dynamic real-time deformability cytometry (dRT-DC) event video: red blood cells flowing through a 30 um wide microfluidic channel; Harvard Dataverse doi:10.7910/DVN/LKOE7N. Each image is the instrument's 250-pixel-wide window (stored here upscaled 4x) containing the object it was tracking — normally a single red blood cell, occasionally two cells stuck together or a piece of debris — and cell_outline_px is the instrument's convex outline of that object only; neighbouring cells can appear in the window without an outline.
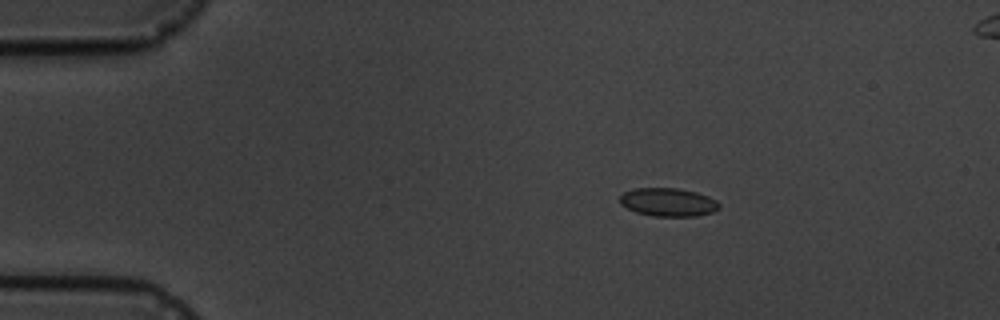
{"species": "common noctule bat (a hibernating species)", "species_latin": "Nyctalus noctula", "temperature_condition": "cold", "stored_images_in_passage": 5, "camera_frame_rate_fps": 3000, "um_per_image_px": 0.085, "animal": {"sex": "male", "body_mass_g": 19.5, "forearm_length_mm": 54.6}, "frame": {"image": 1, "passage_image": 3, "time_ms": 3.333, "image_size_px": [1000, 320], "cell_outline_px": [[720, 208], [712, 212], [696, 216], [652, 216], [636, 212], [620, 204], [620, 196], [624, 192], [636, 188], [676, 188], [696, 192], [708, 196], [716, 200], [720, 204]], "centroid_in_image_um": [56.8, 17.18], "position_along_channel_um": 28.2, "area_um2": 16.36}}